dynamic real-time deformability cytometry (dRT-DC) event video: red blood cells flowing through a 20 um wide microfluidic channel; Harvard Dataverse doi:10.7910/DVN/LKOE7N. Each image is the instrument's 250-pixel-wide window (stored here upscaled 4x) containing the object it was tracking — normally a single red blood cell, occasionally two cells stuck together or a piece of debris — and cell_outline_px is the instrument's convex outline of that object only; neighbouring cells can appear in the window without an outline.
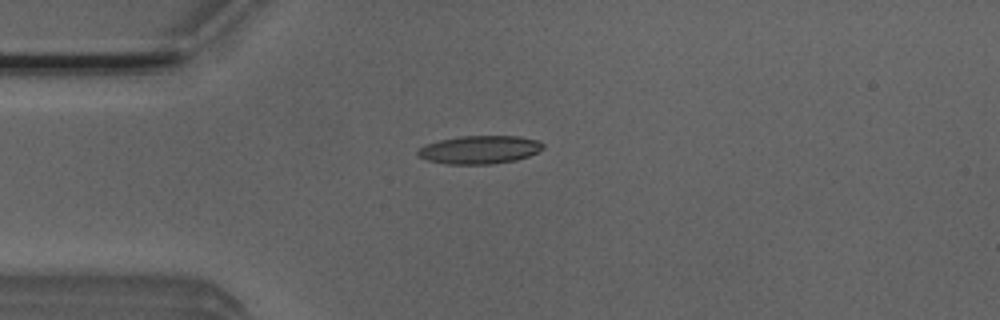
{"species": "Egyptian fruit bat (a non-hibernating species)", "species_latin": "Rousettus aegyptiacus", "temperature_condition": "room temperature", "stored_images_in_passage": 2, "camera_frame_rate_fps": 3000, "um_per_image_px": 0.085, "animal": {"sex": "male"}, "frame": {"image": 1, "passage_image": 2, "time_ms": 0.333, "image_size_px": [1000, 320], "cell_outline_px": [[544, 148], [528, 156], [516, 160], [492, 164], [448, 164], [428, 160], [416, 156], [416, 152], [424, 144], [440, 140], [460, 136], [516, 136], [536, 140], [544, 144]], "centroid_in_image_um": [40.73, 12.72], "position_along_channel_um": 44.3, "area_um2": 20.52}}